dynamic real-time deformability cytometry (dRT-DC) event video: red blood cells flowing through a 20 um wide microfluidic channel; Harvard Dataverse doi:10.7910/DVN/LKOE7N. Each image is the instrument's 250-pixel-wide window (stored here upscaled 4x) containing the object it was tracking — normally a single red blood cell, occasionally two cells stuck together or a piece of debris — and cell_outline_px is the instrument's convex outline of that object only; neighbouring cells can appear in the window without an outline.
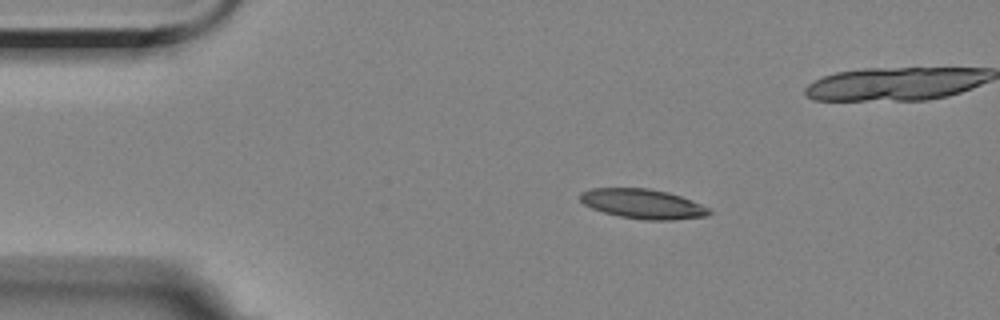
{"species": "Egyptian fruit bat (a non-hibernating species)", "species_latin": "Rousettus aegyptiacus", "temperature_condition": "room temperature", "stored_images_in_passage": 9, "camera_frame_rate_fps": 3000, "um_per_image_px": 0.085, "animal": {"sex": "female"}, "frame": {"image": 1, "passage_image": 1, "time_ms": 0.0, "image_size_px": [1000, 320], "cell_outline_px": [[712, 212], [708, 216], [672, 220], [644, 220], [620, 216], [604, 212], [592, 208], [584, 204], [580, 200], [580, 192], [592, 188], [648, 188], [668, 192], [692, 200], [708, 208]], "centroid_in_image_um": [54.64, 17.33], "position_along_channel_um": 30.4, "area_um2": 22.25}}